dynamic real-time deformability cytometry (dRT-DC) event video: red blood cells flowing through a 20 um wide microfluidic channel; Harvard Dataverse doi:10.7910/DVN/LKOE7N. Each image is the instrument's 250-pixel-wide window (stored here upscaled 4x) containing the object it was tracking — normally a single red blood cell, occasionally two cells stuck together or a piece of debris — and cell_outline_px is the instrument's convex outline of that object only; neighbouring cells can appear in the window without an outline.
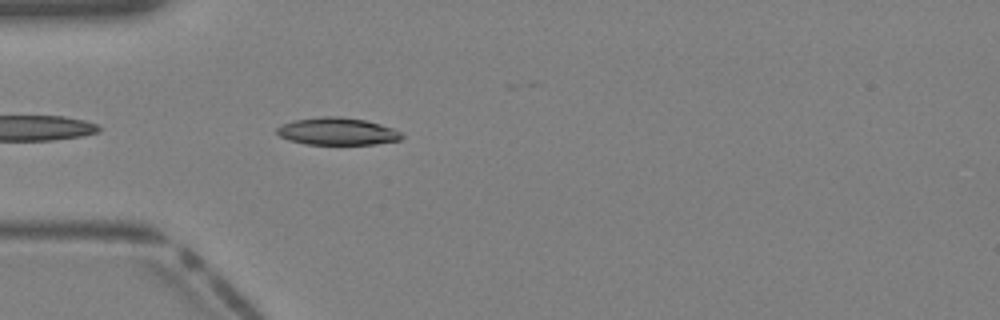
{"species": "Egyptian fruit bat (a non-hibernating species)", "species_latin": "Rousettus aegyptiacus", "temperature_condition": "warm", "stored_images_in_passage": 30, "camera_frame_rate_fps": 3000, "um_per_image_px": 0.085, "animal": {"sex": "female"}, "frame": {"image": 1, "passage_image": 2, "time_ms": 0.333, "image_size_px": [1000, 320], "cell_outline_px": [[404, 136], [400, 140], [376, 144], [304, 144], [288, 140], [280, 136], [276, 132], [276, 128], [284, 124], [296, 120], [324, 116], [340, 116], [364, 120], [380, 124], [392, 128], [400, 132]], "centroid_in_image_um": [28.68, 11.17], "position_along_channel_um": 56.3, "area_um2": 19.77}}
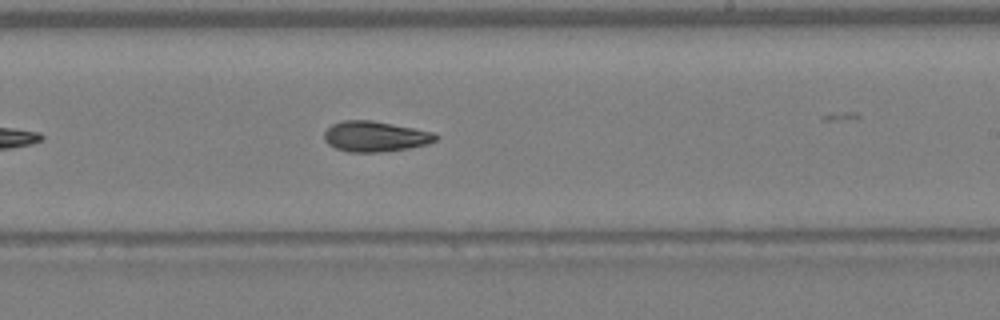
{"frame": {"image": 2, "passage_image": 14, "time_ms": 4.333, "image_size_px": [1000, 320], "cell_outline_px": [[440, 136], [436, 140], [428, 144], [408, 148], [376, 152], [348, 152], [336, 148], [328, 144], [324, 140], [324, 132], [332, 124], [344, 120], [372, 120], [436, 132]], "centroid_in_image_um": [31.91, 11.59], "position_along_channel_um": 257.1, "area_um2": 19.88}}
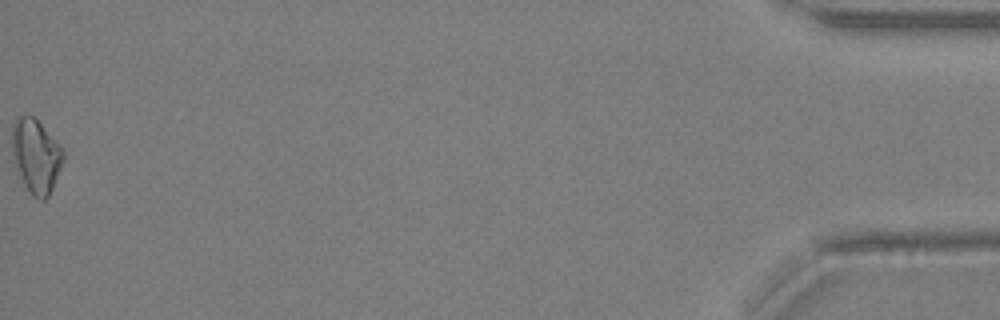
{"frame": {"image": 3, "passage_image": 30, "time_ms": 9.667, "image_size_px": [1000, 320], "cell_outline_px": [[64, 160], [52, 188], [48, 196], [44, 200], [40, 200], [24, 184], [12, 156], [12, 124], [16, 116], [24, 112], [32, 116], [64, 148]], "centroid_in_image_um": [3.05, 13.18], "position_along_channel_um": 432.1, "area_um2": 21.91}}